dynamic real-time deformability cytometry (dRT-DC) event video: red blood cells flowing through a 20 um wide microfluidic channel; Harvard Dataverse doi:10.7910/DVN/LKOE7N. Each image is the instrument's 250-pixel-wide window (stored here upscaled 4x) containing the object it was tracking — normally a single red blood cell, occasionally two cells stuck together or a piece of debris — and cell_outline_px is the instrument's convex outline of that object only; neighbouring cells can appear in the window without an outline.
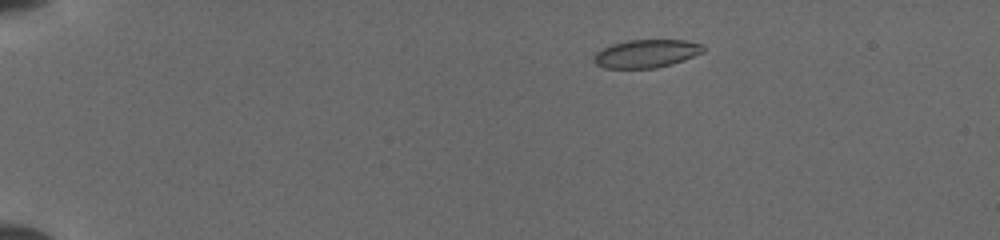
{"species": "common noctule bat (a hibernating species)", "species_latin": "Nyctalus noctula", "temperature_condition": "cold", "stored_images_in_passage": 42, "camera_frame_rate_fps": 3000, "um_per_image_px": 0.085, "animal": {"sex": "female", "body_mass_g": 19.5, "forearm_length_mm": 54.1}, "frame": {"image": 1, "passage_image": 1, "time_ms": 0.0, "image_size_px": [1000, 240], "cell_outline_px": [[704, 52], [684, 60], [672, 64], [656, 68], [604, 68], [596, 64], [592, 60], [592, 56], [596, 52], [612, 44], [628, 40], [684, 40], [704, 44]], "centroid_in_image_um": [54.94, 4.56], "position_along_channel_um": 30.1, "area_um2": 18.03}}
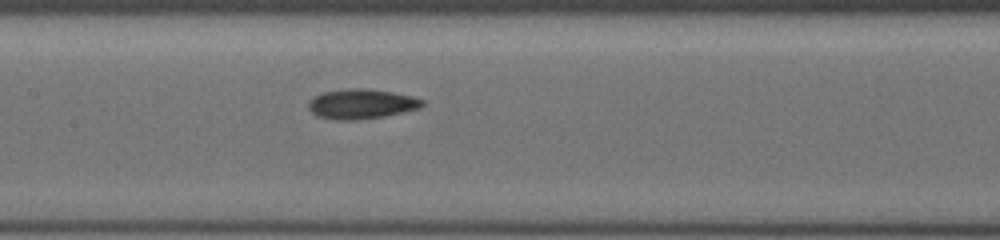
{"frame": {"image": 2, "passage_image": 18, "time_ms": 5.667, "image_size_px": [1000, 240], "cell_outline_px": [[424, 104], [420, 108], [404, 112], [384, 116], [356, 120], [336, 120], [320, 116], [312, 112], [308, 108], [308, 100], [320, 92], [348, 88], [364, 88], [392, 92], [412, 96], [424, 100]], "centroid_in_image_um": [30.7, 8.82], "position_along_channel_um": 176.7, "area_um2": 19.88}}
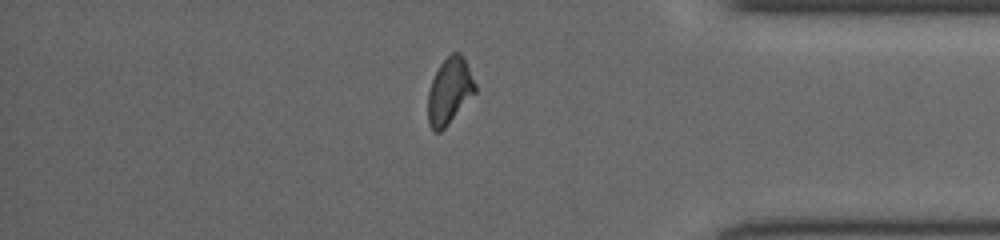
{"frame": {"image": 3, "passage_image": 35, "time_ms": 11.333, "image_size_px": [1000, 240], "cell_outline_px": [[476, 92], [448, 124], [440, 132], [432, 132], [428, 124], [428, 92], [432, 80], [440, 64], [452, 52], [460, 52], [464, 56], [476, 84]], "centroid_in_image_um": [38.21, 7.74], "position_along_channel_um": 397.0, "area_um2": 18.26}}